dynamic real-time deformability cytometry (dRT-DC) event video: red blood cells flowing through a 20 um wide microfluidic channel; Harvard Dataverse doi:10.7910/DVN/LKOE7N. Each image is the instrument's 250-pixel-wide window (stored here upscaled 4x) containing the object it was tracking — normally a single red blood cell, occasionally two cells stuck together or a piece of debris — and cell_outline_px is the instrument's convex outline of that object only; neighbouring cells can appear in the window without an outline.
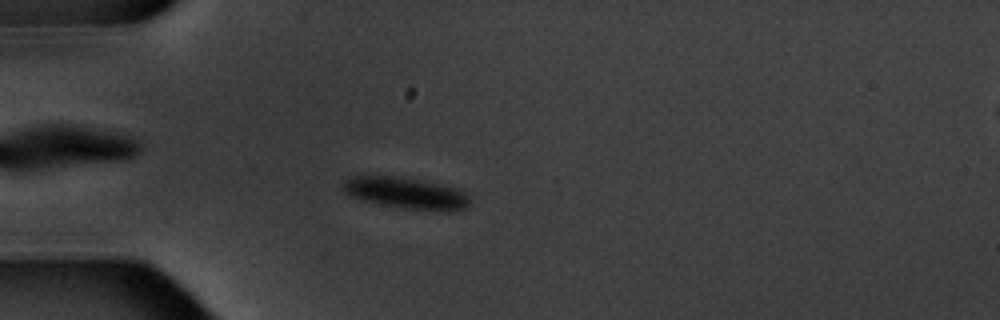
{"species": "common noctule bat (a hibernating species)", "species_latin": "Nyctalus noctula", "temperature_condition": "warm", "stored_images_in_passage": 5, "camera_frame_rate_fps": 3000, "um_per_image_px": 0.085, "animal": {"sex": "male", "body_mass_g": 20.1, "forearm_length_mm": 53.5}, "frame": {"image": 1, "passage_image": 5, "time_ms": 5.667, "image_size_px": [1000, 320], "cell_outline_px": [[472, 204], [464, 208], [448, 212], [444, 212], [404, 208], [360, 200], [348, 196], [344, 192], [344, 180], [356, 176], [392, 176], [416, 180], [456, 188], [464, 192], [468, 196]], "centroid_in_image_um": [34.52, 16.44], "position_along_channel_um": 50.5, "area_um2": 23.0}}